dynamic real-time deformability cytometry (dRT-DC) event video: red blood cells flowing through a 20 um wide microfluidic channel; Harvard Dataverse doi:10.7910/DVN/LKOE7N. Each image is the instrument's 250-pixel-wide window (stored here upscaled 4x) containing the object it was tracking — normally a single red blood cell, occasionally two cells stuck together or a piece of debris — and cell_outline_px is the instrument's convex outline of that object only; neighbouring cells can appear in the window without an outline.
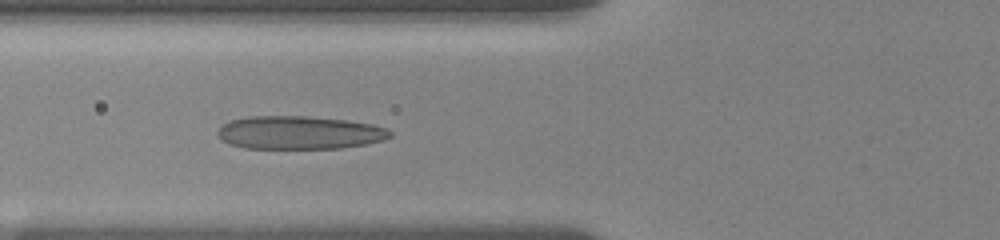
{"species": "human", "species_latin": "Homo sapiens", "temperature_condition": "room temperature", "stored_images_in_passage": 56, "camera_frame_rate_fps": 3000, "um_per_image_px": 0.085, "donor": {"sex": "female"}, "frame": {"image": 1, "passage_image": 22, "time_ms": 7.0, "image_size_px": [1000, 240], "cell_outline_px": [[392, 136], [384, 140], [364, 144], [340, 148], [244, 148], [228, 144], [220, 140], [216, 132], [220, 124], [228, 120], [248, 116], [308, 116], [348, 120], [372, 124], [384, 128], [392, 132]], "centroid_in_image_um": [25.37, 11.26], "position_along_channel_um": 100.4, "area_um2": 33.7}}
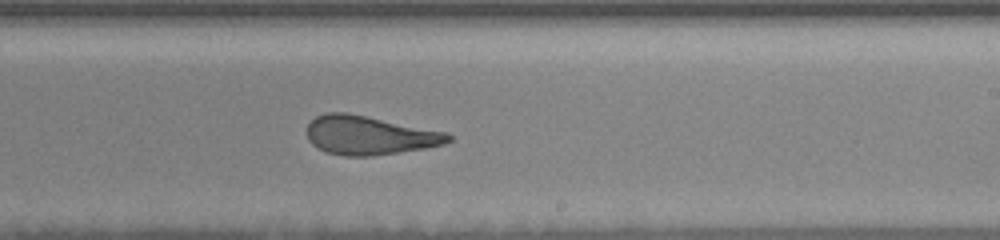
{"frame": {"image": 2, "passage_image": 35, "time_ms": 11.333, "image_size_px": [1000, 240], "cell_outline_px": [[452, 140], [444, 144], [424, 148], [372, 156], [344, 156], [328, 152], [312, 144], [308, 140], [308, 124], [316, 116], [328, 112], [348, 112], [448, 132], [452, 136]], "centroid_in_image_um": [31.42, 11.49], "position_along_channel_um": 257.6, "area_um2": 31.96}}
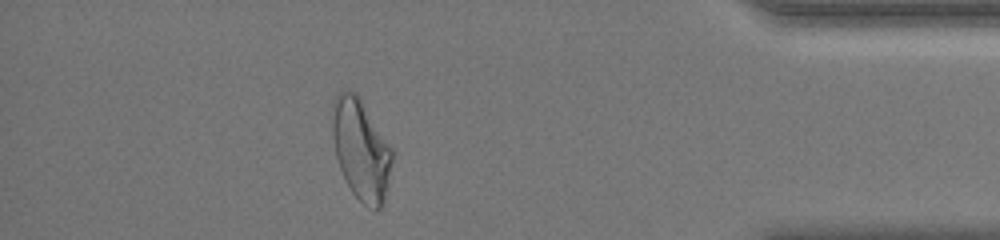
{"frame": {"image": 3, "passage_image": 50, "time_ms": 16.333, "image_size_px": [1000, 240], "cell_outline_px": [[392, 160], [388, 184], [384, 200], [380, 208], [376, 208], [364, 204], [352, 192], [340, 168], [336, 156], [332, 136], [332, 100], [340, 92], [356, 92], [392, 148]], "centroid_in_image_um": [30.67, 12.69], "position_along_channel_um": 404.5, "area_um2": 34.56}, "authors_computed_cell_mechanics": {"area_um2": 33.0038, "velocity_mm_per_s": 3.6214, "shape_relaxation_time_tau1_ms": 6.0227, "shape_relaxation_time_tau2_ms": 1.3772, "deformation_change_tau1": 0.1951, "deformation_change_tau2": 0.0951}}